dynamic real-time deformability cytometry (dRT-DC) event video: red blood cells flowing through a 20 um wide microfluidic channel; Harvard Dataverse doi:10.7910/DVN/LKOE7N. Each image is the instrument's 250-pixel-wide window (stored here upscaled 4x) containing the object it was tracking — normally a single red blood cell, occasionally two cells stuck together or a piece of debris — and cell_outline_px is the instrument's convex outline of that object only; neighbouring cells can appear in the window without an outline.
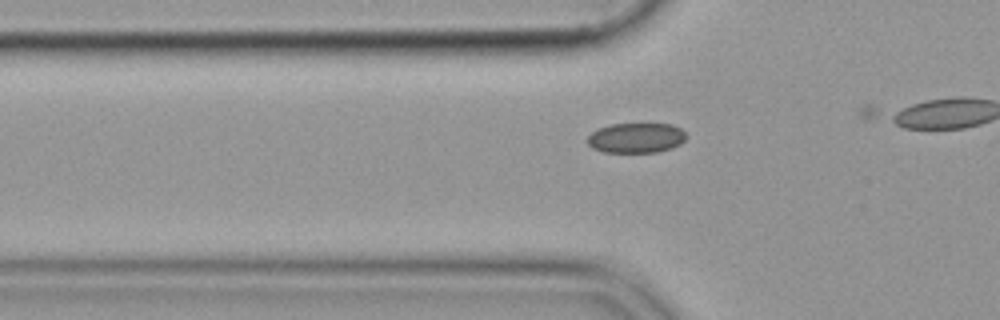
{"species": "common noctule bat (a hibernating species)", "species_latin": "Nyctalus noctula", "temperature_condition": "cold", "stored_images_in_passage": 6, "camera_frame_rate_fps": 3000, "um_per_image_px": 0.085, "animal": {"sex": "female", "body_mass_g": 19.9}, "frame": {"image": 1, "passage_image": 3, "time_ms": 0.667, "image_size_px": [1000, 320], "cell_outline_px": [[688, 136], [680, 144], [672, 148], [656, 152], [604, 152], [592, 148], [584, 140], [596, 128], [612, 124], [672, 124], [680, 128]], "centroid_in_image_um": [54.04, 11.72], "position_along_channel_um": 71.8, "area_um2": 17.46}}